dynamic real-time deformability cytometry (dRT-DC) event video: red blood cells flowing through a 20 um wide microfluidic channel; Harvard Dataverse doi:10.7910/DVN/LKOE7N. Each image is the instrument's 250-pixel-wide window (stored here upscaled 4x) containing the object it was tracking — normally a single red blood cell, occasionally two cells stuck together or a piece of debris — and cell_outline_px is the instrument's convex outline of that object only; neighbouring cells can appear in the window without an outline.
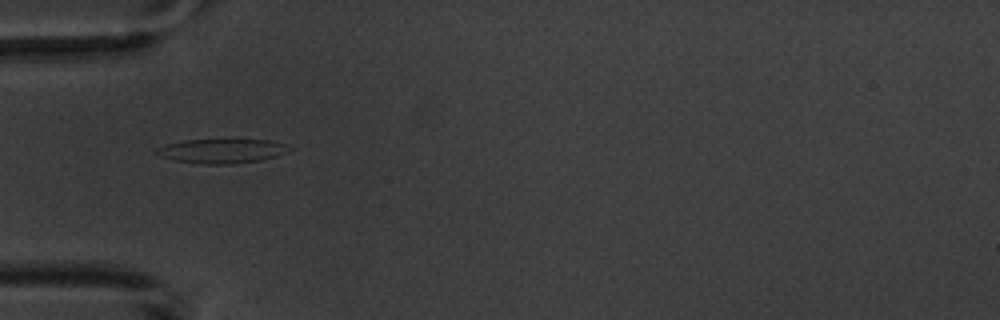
{"species": "common noctule bat (a hibernating species)", "species_latin": "Nyctalus noctula", "temperature_condition": "warm", "stored_images_in_passage": 5, "camera_frame_rate_fps": 3000, "um_per_image_px": 0.085, "animal": {"sex": "male", "body_mass_g": 20.1, "forearm_length_mm": 53.5}, "frame": {"image": 1, "passage_image": 2, "time_ms": 1.333, "image_size_px": [1000, 320], "cell_outline_px": [[284, 152], [276, 156], [260, 160], [232, 164], [200, 164], [172, 160], [160, 156], [156, 152], [156, 148], [168, 144], [184, 140], [272, 140], [284, 144]], "centroid_in_image_um": [18.75, 12.84], "position_along_channel_um": 66.2, "area_um2": 18.38}}
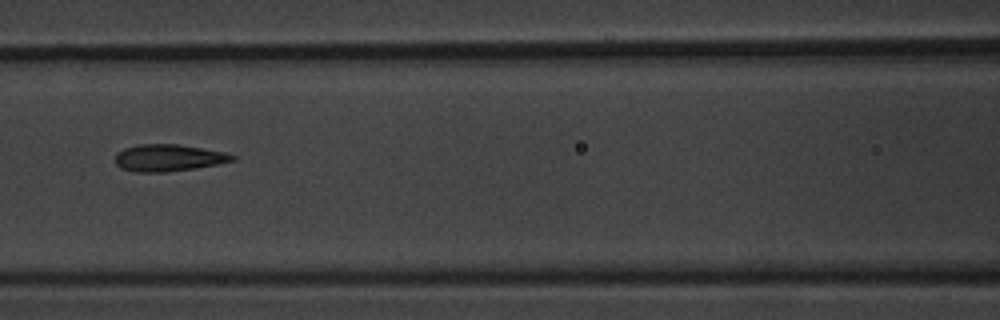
{"frame": {"image": 2, "passage_image": 4, "time_ms": 3.667, "image_size_px": [1000, 320], "cell_outline_px": [[236, 160], [196, 168], [164, 172], [136, 172], [120, 168], [116, 164], [116, 152], [124, 148], [140, 144], [176, 144], [224, 152], [236, 156]], "centroid_in_image_um": [14.29, 13.42], "position_along_channel_um": 152.3, "area_um2": 18.26}}
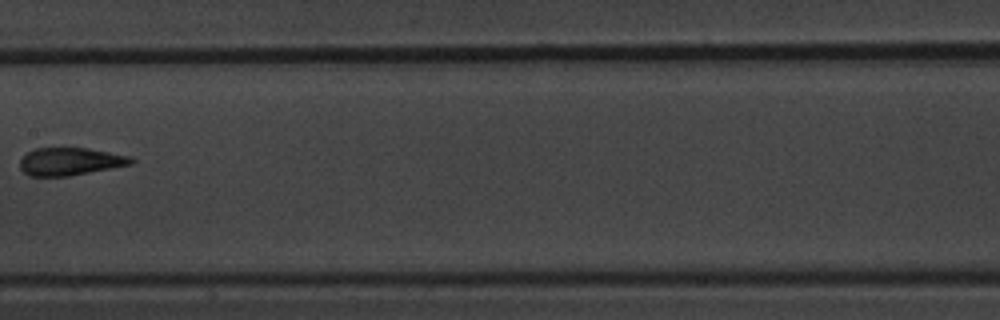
{"frame": {"image": 3, "passage_image": 5, "time_ms": 5.0, "image_size_px": [1000, 320], "cell_outline_px": [[136, 160], [132, 164], [112, 168], [68, 176], [28, 176], [20, 168], [20, 160], [28, 152], [36, 148], [64, 144], [88, 148], [132, 156]], "centroid_in_image_um": [5.97, 13.67], "position_along_channel_um": 201.4, "area_um2": 18.73}}